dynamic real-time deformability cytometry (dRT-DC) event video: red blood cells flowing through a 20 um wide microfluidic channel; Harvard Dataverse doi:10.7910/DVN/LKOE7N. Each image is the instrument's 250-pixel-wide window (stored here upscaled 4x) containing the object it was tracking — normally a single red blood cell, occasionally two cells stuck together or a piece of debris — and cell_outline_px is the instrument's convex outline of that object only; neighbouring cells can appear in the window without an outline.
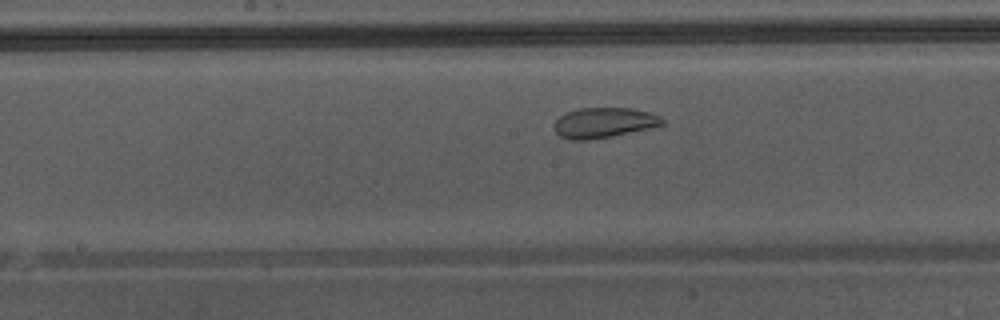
{"species": "Egyptian fruit bat (a non-hibernating species)", "species_latin": "Rousettus aegyptiacus", "temperature_condition": "warm", "stored_images_in_passage": 23, "camera_frame_rate_fps": 3000, "um_per_image_px": 0.085, "animal": {"sex": "male"}, "frame": {"image": 1, "passage_image": 10, "time_ms": 3.0, "image_size_px": [1000, 320], "cell_outline_px": [[664, 124], [648, 128], [612, 136], [588, 140], [568, 140], [560, 136], [552, 128], [556, 120], [560, 116], [576, 108], [632, 108], [648, 112], [660, 116], [664, 120]], "centroid_in_image_um": [51.29, 10.43], "position_along_channel_um": 196.9, "area_um2": 19.02}}